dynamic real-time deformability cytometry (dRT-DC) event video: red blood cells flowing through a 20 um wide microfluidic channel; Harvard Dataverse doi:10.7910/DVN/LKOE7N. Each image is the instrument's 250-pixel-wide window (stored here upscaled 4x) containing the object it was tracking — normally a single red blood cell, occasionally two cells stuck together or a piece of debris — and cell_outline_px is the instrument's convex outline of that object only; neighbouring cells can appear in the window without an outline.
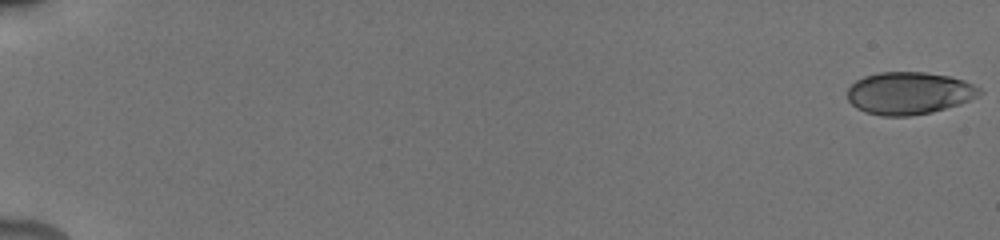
{"species": "human", "species_latin": "Homo sapiens", "temperature_condition": "cold", "stored_images_in_passage": 35, "camera_frame_rate_fps": 3000, "um_per_image_px": 0.085, "donor": {"sex": "male"}, "frame": {"image": 1, "passage_image": 1, "time_ms": 0.0, "image_size_px": [1000, 240], "cell_outline_px": [[984, 92], [960, 104], [932, 112], [908, 116], [880, 116], [864, 112], [856, 108], [848, 100], [848, 88], [856, 80], [864, 76], [880, 72], [924, 72], [948, 76], [964, 80], [980, 88]], "centroid_in_image_um": [77.25, 7.92], "position_along_channel_um": 7.7, "area_um2": 32.66}}
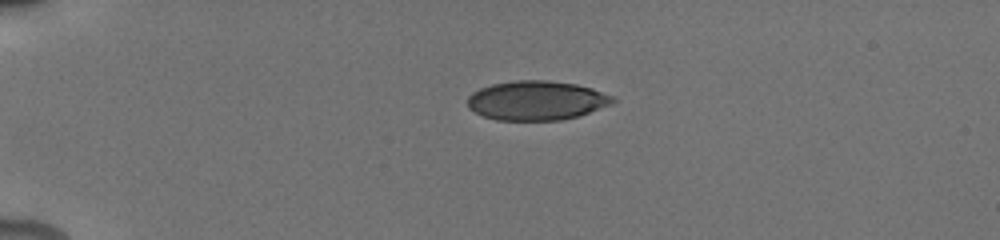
{"frame": {"image": 2, "passage_image": 25, "time_ms": 4.667, "image_size_px": [1000, 240], "cell_outline_px": [[616, 100], [612, 104], [576, 116], [560, 120], [496, 120], [484, 116], [468, 108], [468, 96], [472, 92], [480, 88], [492, 84], [516, 80], [544, 80], [576, 84], [592, 88], [612, 96]], "centroid_in_image_um": [45.58, 8.54], "position_along_channel_um": 39.4, "area_um2": 33.06}}